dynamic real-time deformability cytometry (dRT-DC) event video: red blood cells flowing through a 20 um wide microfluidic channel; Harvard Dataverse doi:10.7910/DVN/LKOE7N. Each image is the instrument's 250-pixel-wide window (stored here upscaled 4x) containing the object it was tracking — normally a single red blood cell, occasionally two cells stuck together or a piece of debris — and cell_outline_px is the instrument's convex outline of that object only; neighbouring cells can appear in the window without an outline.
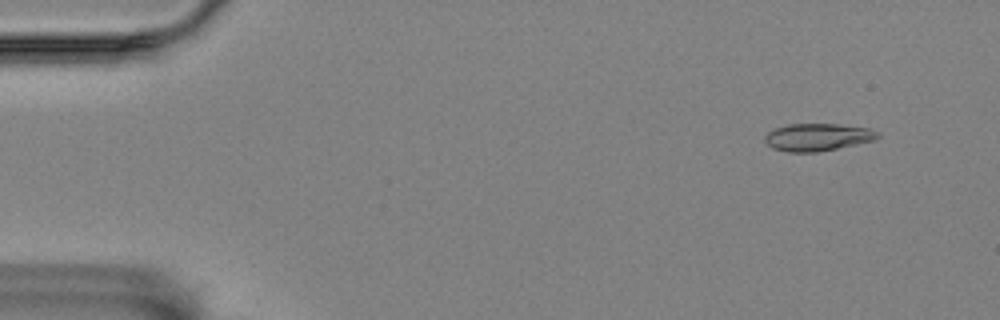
{"species": "Egyptian fruit bat (a non-hibernating species)", "species_latin": "Rousettus aegyptiacus", "temperature_condition": "room temperature", "stored_images_in_passage": 6, "camera_frame_rate_fps": 3000, "um_per_image_px": 0.085, "animal": {"sex": "female"}, "frame": {"image": 1, "passage_image": 2, "time_ms": 1.0, "image_size_px": [1000, 320], "cell_outline_px": [[880, 136], [876, 140], [816, 152], [788, 152], [772, 148], [764, 140], [764, 136], [768, 132], [776, 128], [788, 124], [840, 124], [868, 128], [880, 132]], "centroid_in_image_um": [69.51, 11.65], "position_along_channel_um": 15.5, "area_um2": 18.03}}
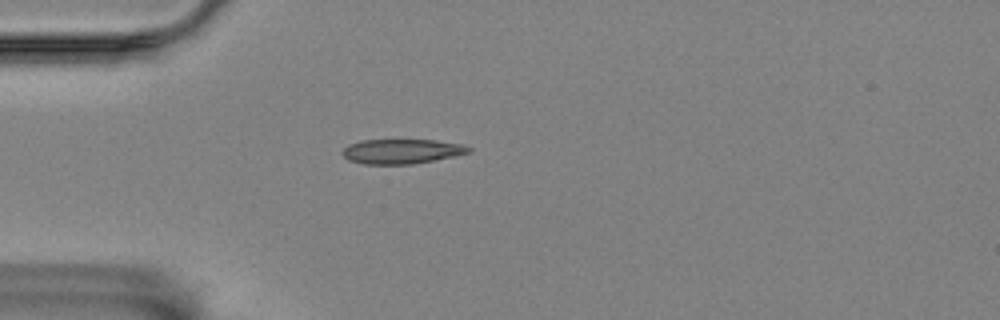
{"frame": {"image": 2, "passage_image": 5, "time_ms": 4.667, "image_size_px": [1000, 320], "cell_outline_px": [[472, 152], [456, 156], [412, 164], [364, 164], [348, 160], [340, 152], [348, 144], [360, 140], [436, 140], [464, 144], [472, 148]], "centroid_in_image_um": [34.17, 12.86], "position_along_channel_um": 50.8, "area_um2": 18.38}}